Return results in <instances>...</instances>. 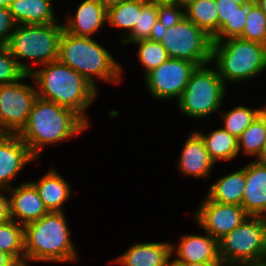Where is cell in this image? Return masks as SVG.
Instances as JSON below:
<instances>
[{
	"mask_svg": "<svg viewBox=\"0 0 266 266\" xmlns=\"http://www.w3.org/2000/svg\"><path fill=\"white\" fill-rule=\"evenodd\" d=\"M232 1L239 3L241 5H249L254 2V0H232Z\"/></svg>",
	"mask_w": 266,
	"mask_h": 266,
	"instance_id": "f6af8a7d",
	"label": "cell"
},
{
	"mask_svg": "<svg viewBox=\"0 0 266 266\" xmlns=\"http://www.w3.org/2000/svg\"><path fill=\"white\" fill-rule=\"evenodd\" d=\"M266 16V0H254Z\"/></svg>",
	"mask_w": 266,
	"mask_h": 266,
	"instance_id": "ee69618b",
	"label": "cell"
},
{
	"mask_svg": "<svg viewBox=\"0 0 266 266\" xmlns=\"http://www.w3.org/2000/svg\"><path fill=\"white\" fill-rule=\"evenodd\" d=\"M211 64L197 66L177 101L178 108L187 117L205 118L221 109L227 88L217 68H209Z\"/></svg>",
	"mask_w": 266,
	"mask_h": 266,
	"instance_id": "52a82bcc",
	"label": "cell"
},
{
	"mask_svg": "<svg viewBox=\"0 0 266 266\" xmlns=\"http://www.w3.org/2000/svg\"><path fill=\"white\" fill-rule=\"evenodd\" d=\"M15 22L9 7H0V46H6L10 35L15 30Z\"/></svg>",
	"mask_w": 266,
	"mask_h": 266,
	"instance_id": "e575fe53",
	"label": "cell"
},
{
	"mask_svg": "<svg viewBox=\"0 0 266 266\" xmlns=\"http://www.w3.org/2000/svg\"><path fill=\"white\" fill-rule=\"evenodd\" d=\"M37 181H30L38 191L49 212H63L62 206L71 197V186L55 168L48 170Z\"/></svg>",
	"mask_w": 266,
	"mask_h": 266,
	"instance_id": "ffe728a7",
	"label": "cell"
},
{
	"mask_svg": "<svg viewBox=\"0 0 266 266\" xmlns=\"http://www.w3.org/2000/svg\"><path fill=\"white\" fill-rule=\"evenodd\" d=\"M37 159L18 134L0 135V188L11 189V182L25 165Z\"/></svg>",
	"mask_w": 266,
	"mask_h": 266,
	"instance_id": "4fadbf2b",
	"label": "cell"
},
{
	"mask_svg": "<svg viewBox=\"0 0 266 266\" xmlns=\"http://www.w3.org/2000/svg\"><path fill=\"white\" fill-rule=\"evenodd\" d=\"M0 266H20L10 255L0 251Z\"/></svg>",
	"mask_w": 266,
	"mask_h": 266,
	"instance_id": "74e56055",
	"label": "cell"
},
{
	"mask_svg": "<svg viewBox=\"0 0 266 266\" xmlns=\"http://www.w3.org/2000/svg\"><path fill=\"white\" fill-rule=\"evenodd\" d=\"M219 256L224 266H236L265 258L266 218L249 215L219 240Z\"/></svg>",
	"mask_w": 266,
	"mask_h": 266,
	"instance_id": "ba28073f",
	"label": "cell"
},
{
	"mask_svg": "<svg viewBox=\"0 0 266 266\" xmlns=\"http://www.w3.org/2000/svg\"><path fill=\"white\" fill-rule=\"evenodd\" d=\"M241 39L266 46V16L255 3L247 5V17Z\"/></svg>",
	"mask_w": 266,
	"mask_h": 266,
	"instance_id": "f546056e",
	"label": "cell"
},
{
	"mask_svg": "<svg viewBox=\"0 0 266 266\" xmlns=\"http://www.w3.org/2000/svg\"><path fill=\"white\" fill-rule=\"evenodd\" d=\"M101 5H103L106 9L112 7V6H115V5H118L120 4L121 2L123 1H126V0H98Z\"/></svg>",
	"mask_w": 266,
	"mask_h": 266,
	"instance_id": "60d3db41",
	"label": "cell"
},
{
	"mask_svg": "<svg viewBox=\"0 0 266 266\" xmlns=\"http://www.w3.org/2000/svg\"><path fill=\"white\" fill-rule=\"evenodd\" d=\"M177 169L185 176L207 178L215 162L211 159L201 136L196 132L184 141Z\"/></svg>",
	"mask_w": 266,
	"mask_h": 266,
	"instance_id": "ac0fdd59",
	"label": "cell"
},
{
	"mask_svg": "<svg viewBox=\"0 0 266 266\" xmlns=\"http://www.w3.org/2000/svg\"><path fill=\"white\" fill-rule=\"evenodd\" d=\"M7 192L11 193L9 194L11 218L20 225L25 226L49 213L30 181L12 187Z\"/></svg>",
	"mask_w": 266,
	"mask_h": 266,
	"instance_id": "5bb4252c",
	"label": "cell"
},
{
	"mask_svg": "<svg viewBox=\"0 0 266 266\" xmlns=\"http://www.w3.org/2000/svg\"><path fill=\"white\" fill-rule=\"evenodd\" d=\"M5 191H7V189L0 188V224L12 219L10 214L9 197L1 193Z\"/></svg>",
	"mask_w": 266,
	"mask_h": 266,
	"instance_id": "8d00e7d4",
	"label": "cell"
},
{
	"mask_svg": "<svg viewBox=\"0 0 266 266\" xmlns=\"http://www.w3.org/2000/svg\"><path fill=\"white\" fill-rule=\"evenodd\" d=\"M246 184V166L218 178L209 188L207 197L214 202L241 206Z\"/></svg>",
	"mask_w": 266,
	"mask_h": 266,
	"instance_id": "7402d4cb",
	"label": "cell"
},
{
	"mask_svg": "<svg viewBox=\"0 0 266 266\" xmlns=\"http://www.w3.org/2000/svg\"><path fill=\"white\" fill-rule=\"evenodd\" d=\"M24 75L8 48L0 46V85L15 83Z\"/></svg>",
	"mask_w": 266,
	"mask_h": 266,
	"instance_id": "d6a6232c",
	"label": "cell"
},
{
	"mask_svg": "<svg viewBox=\"0 0 266 266\" xmlns=\"http://www.w3.org/2000/svg\"><path fill=\"white\" fill-rule=\"evenodd\" d=\"M246 17L247 5L239 6L234 15L229 20H225V23L219 28L212 41L219 42L231 38H239L244 31Z\"/></svg>",
	"mask_w": 266,
	"mask_h": 266,
	"instance_id": "1f68e13d",
	"label": "cell"
},
{
	"mask_svg": "<svg viewBox=\"0 0 266 266\" xmlns=\"http://www.w3.org/2000/svg\"><path fill=\"white\" fill-rule=\"evenodd\" d=\"M31 80L36 82L37 97L69 108L88 125L91 123L85 111L97 98L98 91L75 70L57 60L35 69Z\"/></svg>",
	"mask_w": 266,
	"mask_h": 266,
	"instance_id": "7a4b0ae2",
	"label": "cell"
},
{
	"mask_svg": "<svg viewBox=\"0 0 266 266\" xmlns=\"http://www.w3.org/2000/svg\"><path fill=\"white\" fill-rule=\"evenodd\" d=\"M172 266H224L222 262L172 263Z\"/></svg>",
	"mask_w": 266,
	"mask_h": 266,
	"instance_id": "f35d334b",
	"label": "cell"
},
{
	"mask_svg": "<svg viewBox=\"0 0 266 266\" xmlns=\"http://www.w3.org/2000/svg\"><path fill=\"white\" fill-rule=\"evenodd\" d=\"M10 0H0V7H9Z\"/></svg>",
	"mask_w": 266,
	"mask_h": 266,
	"instance_id": "bcb514c9",
	"label": "cell"
},
{
	"mask_svg": "<svg viewBox=\"0 0 266 266\" xmlns=\"http://www.w3.org/2000/svg\"><path fill=\"white\" fill-rule=\"evenodd\" d=\"M157 15L158 2L142 0V9L136 25L126 38L121 39L120 43L131 44L140 40L156 38L158 30Z\"/></svg>",
	"mask_w": 266,
	"mask_h": 266,
	"instance_id": "d4e9b609",
	"label": "cell"
},
{
	"mask_svg": "<svg viewBox=\"0 0 266 266\" xmlns=\"http://www.w3.org/2000/svg\"><path fill=\"white\" fill-rule=\"evenodd\" d=\"M261 112L262 108L251 109L244 105L236 106L227 112L221 109L224 120L222 128L238 139Z\"/></svg>",
	"mask_w": 266,
	"mask_h": 266,
	"instance_id": "f1b7e54d",
	"label": "cell"
},
{
	"mask_svg": "<svg viewBox=\"0 0 266 266\" xmlns=\"http://www.w3.org/2000/svg\"><path fill=\"white\" fill-rule=\"evenodd\" d=\"M170 242H138L113 263L121 266H172Z\"/></svg>",
	"mask_w": 266,
	"mask_h": 266,
	"instance_id": "e0dca14e",
	"label": "cell"
},
{
	"mask_svg": "<svg viewBox=\"0 0 266 266\" xmlns=\"http://www.w3.org/2000/svg\"><path fill=\"white\" fill-rule=\"evenodd\" d=\"M197 65L189 60L169 58L144 76L151 96L159 100L178 101Z\"/></svg>",
	"mask_w": 266,
	"mask_h": 266,
	"instance_id": "8fae6325",
	"label": "cell"
},
{
	"mask_svg": "<svg viewBox=\"0 0 266 266\" xmlns=\"http://www.w3.org/2000/svg\"><path fill=\"white\" fill-rule=\"evenodd\" d=\"M147 2H158V3H164V2H170L171 3V0H145Z\"/></svg>",
	"mask_w": 266,
	"mask_h": 266,
	"instance_id": "7dc6e473",
	"label": "cell"
},
{
	"mask_svg": "<svg viewBox=\"0 0 266 266\" xmlns=\"http://www.w3.org/2000/svg\"><path fill=\"white\" fill-rule=\"evenodd\" d=\"M211 62L224 83L245 82L266 70V46L241 38L213 42Z\"/></svg>",
	"mask_w": 266,
	"mask_h": 266,
	"instance_id": "5b68a950",
	"label": "cell"
},
{
	"mask_svg": "<svg viewBox=\"0 0 266 266\" xmlns=\"http://www.w3.org/2000/svg\"><path fill=\"white\" fill-rule=\"evenodd\" d=\"M256 162L261 163V164H265L266 165V141L262 147V150L260 152V154L258 155V157L256 159H254Z\"/></svg>",
	"mask_w": 266,
	"mask_h": 266,
	"instance_id": "b9f144b4",
	"label": "cell"
},
{
	"mask_svg": "<svg viewBox=\"0 0 266 266\" xmlns=\"http://www.w3.org/2000/svg\"><path fill=\"white\" fill-rule=\"evenodd\" d=\"M241 206L250 216L266 217L265 164L255 160L246 164V184Z\"/></svg>",
	"mask_w": 266,
	"mask_h": 266,
	"instance_id": "d6986e66",
	"label": "cell"
},
{
	"mask_svg": "<svg viewBox=\"0 0 266 266\" xmlns=\"http://www.w3.org/2000/svg\"><path fill=\"white\" fill-rule=\"evenodd\" d=\"M196 211L195 222L218 241L249 216L242 206L214 202L206 195Z\"/></svg>",
	"mask_w": 266,
	"mask_h": 266,
	"instance_id": "7c38bea8",
	"label": "cell"
},
{
	"mask_svg": "<svg viewBox=\"0 0 266 266\" xmlns=\"http://www.w3.org/2000/svg\"><path fill=\"white\" fill-rule=\"evenodd\" d=\"M196 132L203 139L206 150L215 164L217 161H229L238 156V139L224 128L216 129L207 135L201 131Z\"/></svg>",
	"mask_w": 266,
	"mask_h": 266,
	"instance_id": "603a6c76",
	"label": "cell"
},
{
	"mask_svg": "<svg viewBox=\"0 0 266 266\" xmlns=\"http://www.w3.org/2000/svg\"><path fill=\"white\" fill-rule=\"evenodd\" d=\"M206 235L186 234L180 239L177 247L171 243V254L177 257L172 263L221 262L219 241L209 233ZM175 251V252H174Z\"/></svg>",
	"mask_w": 266,
	"mask_h": 266,
	"instance_id": "9a60e30c",
	"label": "cell"
},
{
	"mask_svg": "<svg viewBox=\"0 0 266 266\" xmlns=\"http://www.w3.org/2000/svg\"><path fill=\"white\" fill-rule=\"evenodd\" d=\"M262 113L266 116V105H264V107H262Z\"/></svg>",
	"mask_w": 266,
	"mask_h": 266,
	"instance_id": "c3c4849f",
	"label": "cell"
},
{
	"mask_svg": "<svg viewBox=\"0 0 266 266\" xmlns=\"http://www.w3.org/2000/svg\"><path fill=\"white\" fill-rule=\"evenodd\" d=\"M142 9V0H126L107 9V24L126 31V38L136 25Z\"/></svg>",
	"mask_w": 266,
	"mask_h": 266,
	"instance_id": "4316f807",
	"label": "cell"
},
{
	"mask_svg": "<svg viewBox=\"0 0 266 266\" xmlns=\"http://www.w3.org/2000/svg\"><path fill=\"white\" fill-rule=\"evenodd\" d=\"M236 266H266V257L255 261L244 262Z\"/></svg>",
	"mask_w": 266,
	"mask_h": 266,
	"instance_id": "ab89813d",
	"label": "cell"
},
{
	"mask_svg": "<svg viewBox=\"0 0 266 266\" xmlns=\"http://www.w3.org/2000/svg\"><path fill=\"white\" fill-rule=\"evenodd\" d=\"M219 28L225 23V20H229L235 13L236 9L241 4L232 0H216Z\"/></svg>",
	"mask_w": 266,
	"mask_h": 266,
	"instance_id": "d590c367",
	"label": "cell"
},
{
	"mask_svg": "<svg viewBox=\"0 0 266 266\" xmlns=\"http://www.w3.org/2000/svg\"><path fill=\"white\" fill-rule=\"evenodd\" d=\"M88 127L73 110L37 97L27 123L18 135L38 160L45 145L66 142Z\"/></svg>",
	"mask_w": 266,
	"mask_h": 266,
	"instance_id": "6da1fadb",
	"label": "cell"
},
{
	"mask_svg": "<svg viewBox=\"0 0 266 266\" xmlns=\"http://www.w3.org/2000/svg\"><path fill=\"white\" fill-rule=\"evenodd\" d=\"M58 61L75 70L96 89L95 79L112 84L122 81V65L92 38L77 37L64 30L59 40Z\"/></svg>",
	"mask_w": 266,
	"mask_h": 266,
	"instance_id": "3957f363",
	"label": "cell"
},
{
	"mask_svg": "<svg viewBox=\"0 0 266 266\" xmlns=\"http://www.w3.org/2000/svg\"><path fill=\"white\" fill-rule=\"evenodd\" d=\"M31 78L25 74L12 84L0 85V131L18 134L26 125L32 105L37 98V90L31 85L21 83Z\"/></svg>",
	"mask_w": 266,
	"mask_h": 266,
	"instance_id": "30bf717a",
	"label": "cell"
},
{
	"mask_svg": "<svg viewBox=\"0 0 266 266\" xmlns=\"http://www.w3.org/2000/svg\"><path fill=\"white\" fill-rule=\"evenodd\" d=\"M156 39L170 58L189 60L197 66L212 63V37L186 17L170 28H158Z\"/></svg>",
	"mask_w": 266,
	"mask_h": 266,
	"instance_id": "9c48e42d",
	"label": "cell"
},
{
	"mask_svg": "<svg viewBox=\"0 0 266 266\" xmlns=\"http://www.w3.org/2000/svg\"><path fill=\"white\" fill-rule=\"evenodd\" d=\"M53 0H13L9 10L17 25L52 24L57 21Z\"/></svg>",
	"mask_w": 266,
	"mask_h": 266,
	"instance_id": "44dd1931",
	"label": "cell"
},
{
	"mask_svg": "<svg viewBox=\"0 0 266 266\" xmlns=\"http://www.w3.org/2000/svg\"><path fill=\"white\" fill-rule=\"evenodd\" d=\"M195 0H171V3L178 5L182 8H187L190 4H192Z\"/></svg>",
	"mask_w": 266,
	"mask_h": 266,
	"instance_id": "7bdbcfd3",
	"label": "cell"
},
{
	"mask_svg": "<svg viewBox=\"0 0 266 266\" xmlns=\"http://www.w3.org/2000/svg\"><path fill=\"white\" fill-rule=\"evenodd\" d=\"M64 212H49L24 226L25 266L33 261L77 262Z\"/></svg>",
	"mask_w": 266,
	"mask_h": 266,
	"instance_id": "277c9868",
	"label": "cell"
},
{
	"mask_svg": "<svg viewBox=\"0 0 266 266\" xmlns=\"http://www.w3.org/2000/svg\"><path fill=\"white\" fill-rule=\"evenodd\" d=\"M266 141V116L261 112L238 138V153L255 158L260 154Z\"/></svg>",
	"mask_w": 266,
	"mask_h": 266,
	"instance_id": "83f0119b",
	"label": "cell"
},
{
	"mask_svg": "<svg viewBox=\"0 0 266 266\" xmlns=\"http://www.w3.org/2000/svg\"><path fill=\"white\" fill-rule=\"evenodd\" d=\"M185 9L170 2L158 3V28L167 29L185 18Z\"/></svg>",
	"mask_w": 266,
	"mask_h": 266,
	"instance_id": "836d02e7",
	"label": "cell"
},
{
	"mask_svg": "<svg viewBox=\"0 0 266 266\" xmlns=\"http://www.w3.org/2000/svg\"><path fill=\"white\" fill-rule=\"evenodd\" d=\"M185 16L212 38L219 31L216 0H195L185 8Z\"/></svg>",
	"mask_w": 266,
	"mask_h": 266,
	"instance_id": "cb8c5ba5",
	"label": "cell"
},
{
	"mask_svg": "<svg viewBox=\"0 0 266 266\" xmlns=\"http://www.w3.org/2000/svg\"><path fill=\"white\" fill-rule=\"evenodd\" d=\"M0 251L10 255L20 266H25L24 226L12 219L0 224Z\"/></svg>",
	"mask_w": 266,
	"mask_h": 266,
	"instance_id": "484cf974",
	"label": "cell"
},
{
	"mask_svg": "<svg viewBox=\"0 0 266 266\" xmlns=\"http://www.w3.org/2000/svg\"><path fill=\"white\" fill-rule=\"evenodd\" d=\"M74 16H68L63 23L64 30L77 37L91 38L107 23V9L98 0H84Z\"/></svg>",
	"mask_w": 266,
	"mask_h": 266,
	"instance_id": "2e32d148",
	"label": "cell"
},
{
	"mask_svg": "<svg viewBox=\"0 0 266 266\" xmlns=\"http://www.w3.org/2000/svg\"><path fill=\"white\" fill-rule=\"evenodd\" d=\"M63 31V24L58 22L17 25L6 47L22 71L31 74L34 71L33 67L22 60H32L39 67L57 61L59 40Z\"/></svg>",
	"mask_w": 266,
	"mask_h": 266,
	"instance_id": "8992f818",
	"label": "cell"
},
{
	"mask_svg": "<svg viewBox=\"0 0 266 266\" xmlns=\"http://www.w3.org/2000/svg\"><path fill=\"white\" fill-rule=\"evenodd\" d=\"M133 44L139 46L137 55L146 69L145 75L170 58L164 46L156 38L136 41Z\"/></svg>",
	"mask_w": 266,
	"mask_h": 266,
	"instance_id": "4dcf8cb0",
	"label": "cell"
}]
</instances>
